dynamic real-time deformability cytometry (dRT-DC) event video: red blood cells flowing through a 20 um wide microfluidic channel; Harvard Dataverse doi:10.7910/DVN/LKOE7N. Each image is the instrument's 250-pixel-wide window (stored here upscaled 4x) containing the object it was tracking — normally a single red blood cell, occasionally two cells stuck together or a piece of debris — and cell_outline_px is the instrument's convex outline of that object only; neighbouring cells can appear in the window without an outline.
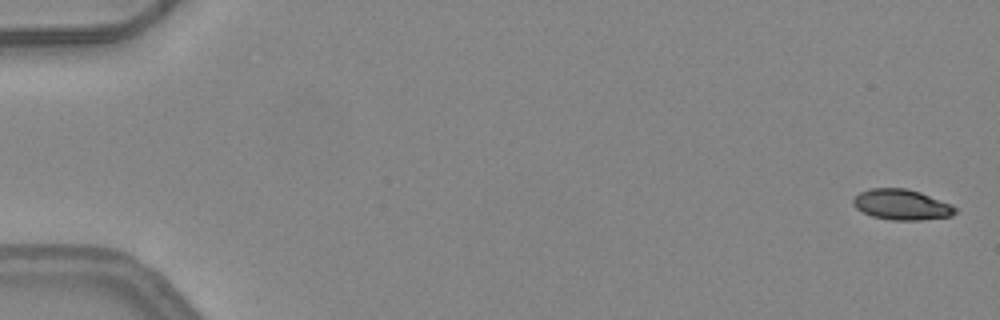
{"species": "common noctule bat (a hibernating species)", "species_latin": "Nyctalus noctula", "temperature_condition": "warm", "stored_images_in_passage": 5, "camera_frame_rate_fps": 3000, "um_per_image_px": 0.085, "animal": {"sex": "female", "body_mass_g": 24.6, "forearm_length_mm": 56.2}, "frame": {"image": 1, "passage_image": 1, "time_ms": 0.0, "image_size_px": [1000, 320], "cell_outline_px": [[956, 212], [952, 216], [920, 220], [892, 220], [872, 216], [856, 208], [852, 204], [852, 200], [860, 192], [872, 188], [908, 188], [920, 192], [952, 204], [956, 208]], "centroid_in_image_um": [76.65, 17.39], "position_along_channel_um": 8.3, "area_um2": 18.15}}